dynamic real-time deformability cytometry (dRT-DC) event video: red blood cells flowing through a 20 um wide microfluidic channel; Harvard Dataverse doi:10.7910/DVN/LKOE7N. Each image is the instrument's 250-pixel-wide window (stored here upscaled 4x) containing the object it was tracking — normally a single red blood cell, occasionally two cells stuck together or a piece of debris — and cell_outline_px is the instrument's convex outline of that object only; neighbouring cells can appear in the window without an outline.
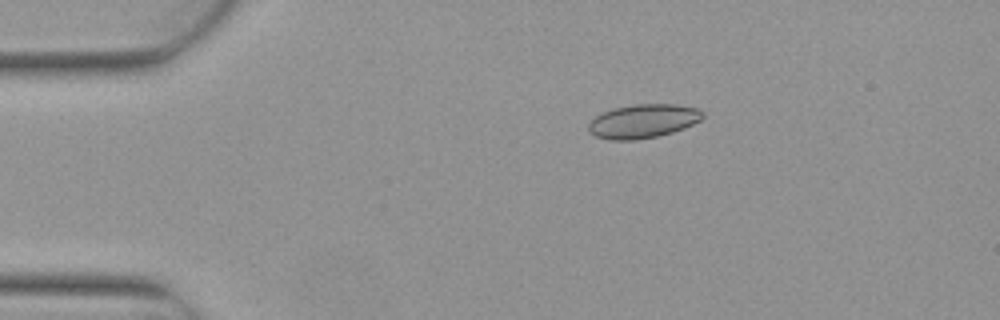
{"species": "Egyptian fruit bat (a non-hibernating species)", "species_latin": "Rousettus aegyptiacus", "temperature_condition": "warm", "stored_images_in_passage": 5, "segment_of_instrument_passage": [2, 2], "camera_frame_rate_fps": 3000, "um_per_image_px": 0.085, "animal": {"sex": "female"}, "frame": {"image": 1, "passage_image": 5, "time_ms": 1.333, "image_size_px": [1000, 320], "cell_outline_px": [[704, 116], [700, 120], [684, 128], [672, 132], [656, 136], [636, 140], [612, 140], [596, 136], [588, 132], [588, 124], [596, 116], [612, 108], [632, 104], [676, 104], [700, 108], [704, 112]], "centroid_in_image_um": [54.68, 10.28], "position_along_channel_um": 30.3, "area_um2": 22.6}}